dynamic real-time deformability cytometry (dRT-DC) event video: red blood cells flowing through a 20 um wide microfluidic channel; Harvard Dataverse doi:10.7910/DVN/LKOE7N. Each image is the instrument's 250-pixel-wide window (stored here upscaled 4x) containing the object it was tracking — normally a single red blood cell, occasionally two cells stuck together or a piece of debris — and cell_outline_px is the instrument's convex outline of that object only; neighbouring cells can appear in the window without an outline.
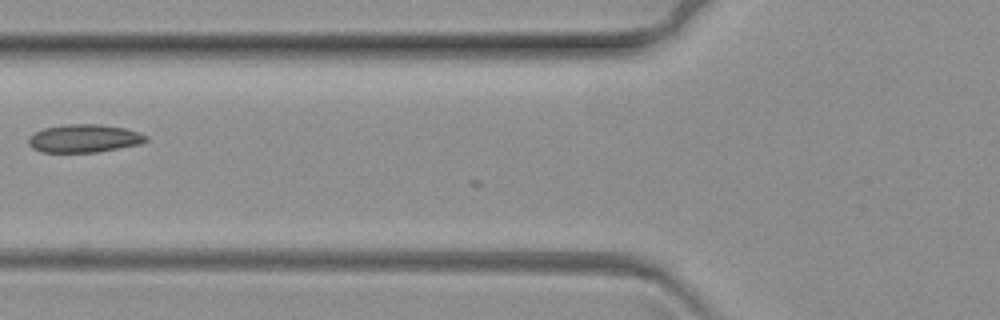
{"species": "common noctule bat (a hibernating species)", "species_latin": "Nyctalus noctula", "temperature_condition": "warm", "stored_images_in_passage": 13, "camera_frame_rate_fps": 3000, "um_per_image_px": 0.085, "animal": {"sex": "female", "body_mass_g": 19.3, "forearm_length_mm": 54.1}, "frame": {"image": 1, "passage_image": 2, "time_ms": 0.333, "image_size_px": [1000, 320], "cell_outline_px": [[148, 140], [140, 144], [96, 152], [40, 152], [32, 148], [28, 144], [28, 136], [44, 128], [64, 124], [100, 124], [124, 128], [140, 132], [148, 136]], "centroid_in_image_um": [7.14, 11.76], "position_along_channel_um": 118.7, "area_um2": 19.31}}
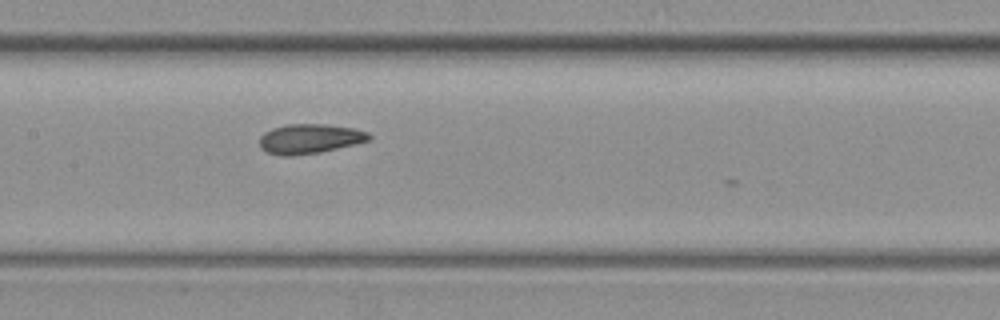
{"frame": {"image": 2, "passage_image": 8, "time_ms": 2.333, "image_size_px": [1000, 320], "cell_outline_px": [[372, 140], [320, 152], [292, 156], [284, 156], [268, 152], [260, 148], [260, 136], [264, 132], [272, 128], [288, 124], [324, 124], [356, 128], [368, 132], [372, 136]], "centroid_in_image_um": [26.35, 11.79], "position_along_channel_um": 181.1, "area_um2": 19.02}}
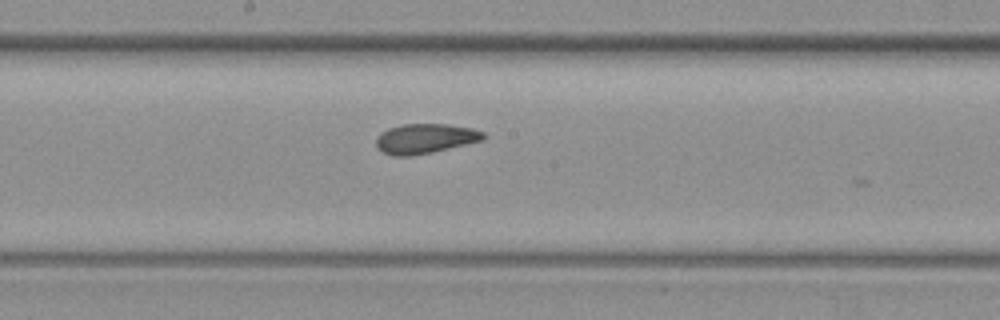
{"frame": {"image": 3, "passage_image": 11, "time_ms": 3.333, "image_size_px": [1000, 320], "cell_outline_px": [[488, 136], [484, 140], [432, 152], [412, 156], [392, 156], [376, 148], [376, 136], [380, 132], [388, 128], [404, 124], [448, 124], [472, 128], [484, 132]], "centroid_in_image_um": [36.14, 11.78], "position_along_channel_um": 212.1, "area_um2": 18.84}}